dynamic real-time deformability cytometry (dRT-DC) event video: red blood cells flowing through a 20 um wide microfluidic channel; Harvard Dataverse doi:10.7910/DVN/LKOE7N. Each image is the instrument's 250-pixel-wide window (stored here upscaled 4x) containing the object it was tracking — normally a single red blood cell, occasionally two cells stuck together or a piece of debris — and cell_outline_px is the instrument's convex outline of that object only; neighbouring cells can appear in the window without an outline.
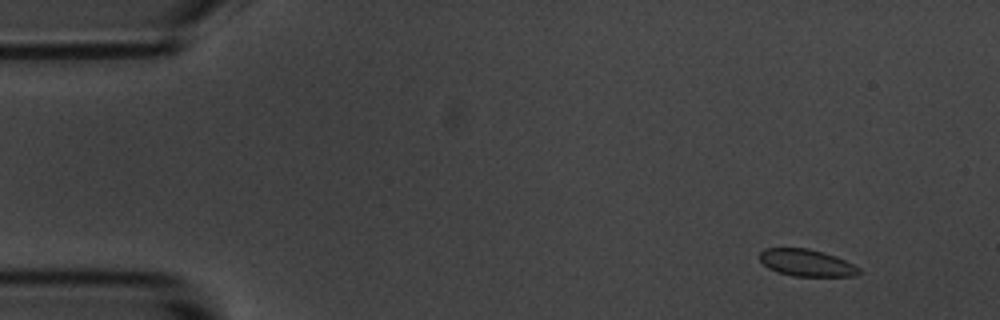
{"species": "common noctule bat (a hibernating species)", "species_latin": "Nyctalus noctula", "temperature_condition": "room temperature", "stored_images_in_passage": 10, "camera_frame_rate_fps": 3000, "um_per_image_px": 0.085, "animal": {"sex": "male", "body_mass_g": 20.1, "forearm_length_mm": 53.5}, "frame": {"image": 1, "passage_image": 2, "time_ms": 1.333, "image_size_px": [1000, 320], "cell_outline_px": [[860, 272], [856, 276], [792, 276], [776, 272], [768, 268], [760, 260], [760, 252], [764, 248], [808, 248], [836, 256], [860, 268]], "centroid_in_image_um": [68.54, 22.34], "position_along_channel_um": 16.5, "area_um2": 15.61}}
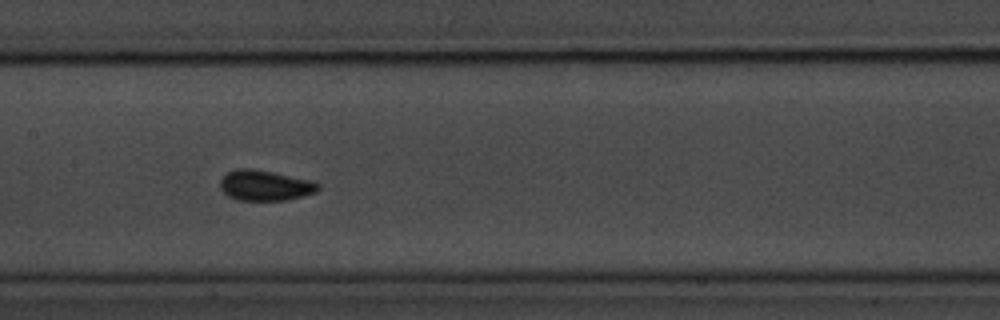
{"frame": {"image": 2, "passage_image": 9, "time_ms": 9.0, "image_size_px": [1000, 320], "cell_outline_px": [[320, 188], [316, 192], [304, 196], [288, 200], [236, 200], [228, 196], [220, 188], [220, 180], [228, 172], [236, 168], [252, 168], [272, 172], [308, 180], [320, 184]], "centroid_in_image_um": [22.51, 15.77], "position_along_channel_um": 184.9, "area_um2": 17.34}}
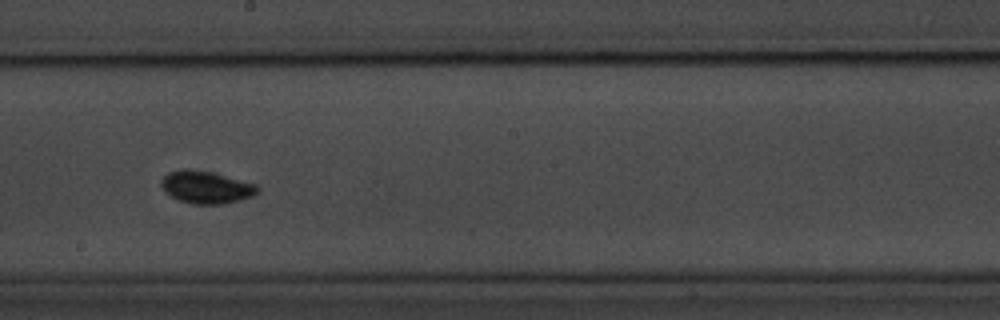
{"frame": {"image": 3, "passage_image": 10, "time_ms": 10.333, "image_size_px": [1000, 320], "cell_outline_px": [[260, 192], [252, 196], [240, 200], [224, 204], [192, 204], [176, 200], [164, 192], [160, 184], [160, 180], [168, 172], [180, 168], [188, 168], [208, 172], [256, 184], [260, 188]], "centroid_in_image_um": [17.47, 15.92], "position_along_channel_um": 230.7, "area_um2": 18.38}}